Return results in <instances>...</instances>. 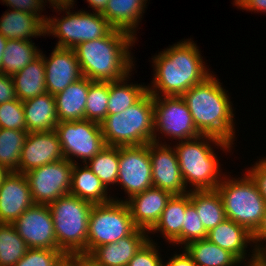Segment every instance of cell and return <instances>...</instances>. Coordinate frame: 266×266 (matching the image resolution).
<instances>
[{"instance_id": "cell-2", "label": "cell", "mask_w": 266, "mask_h": 266, "mask_svg": "<svg viewBox=\"0 0 266 266\" xmlns=\"http://www.w3.org/2000/svg\"><path fill=\"white\" fill-rule=\"evenodd\" d=\"M137 39L128 32L113 29L107 36L79 43L73 49L83 77L90 81L114 82L130 73L134 75L137 64L131 50L139 42Z\"/></svg>"}, {"instance_id": "cell-28", "label": "cell", "mask_w": 266, "mask_h": 266, "mask_svg": "<svg viewBox=\"0 0 266 266\" xmlns=\"http://www.w3.org/2000/svg\"><path fill=\"white\" fill-rule=\"evenodd\" d=\"M16 96L22 102L46 93L43 56L40 54L12 76Z\"/></svg>"}, {"instance_id": "cell-4", "label": "cell", "mask_w": 266, "mask_h": 266, "mask_svg": "<svg viewBox=\"0 0 266 266\" xmlns=\"http://www.w3.org/2000/svg\"><path fill=\"white\" fill-rule=\"evenodd\" d=\"M174 143L172 145L186 188L189 191L217 189L226 173H223V164L219 162L221 156L215 151L220 149L224 155L231 154L235 145L211 135Z\"/></svg>"}, {"instance_id": "cell-14", "label": "cell", "mask_w": 266, "mask_h": 266, "mask_svg": "<svg viewBox=\"0 0 266 266\" xmlns=\"http://www.w3.org/2000/svg\"><path fill=\"white\" fill-rule=\"evenodd\" d=\"M28 248L60 250L57 246L51 210L48 205L34 204L13 222Z\"/></svg>"}, {"instance_id": "cell-39", "label": "cell", "mask_w": 266, "mask_h": 266, "mask_svg": "<svg viewBox=\"0 0 266 266\" xmlns=\"http://www.w3.org/2000/svg\"><path fill=\"white\" fill-rule=\"evenodd\" d=\"M0 128L27 131L21 100L0 104Z\"/></svg>"}, {"instance_id": "cell-49", "label": "cell", "mask_w": 266, "mask_h": 266, "mask_svg": "<svg viewBox=\"0 0 266 266\" xmlns=\"http://www.w3.org/2000/svg\"><path fill=\"white\" fill-rule=\"evenodd\" d=\"M242 266H266V260L257 254L252 259L245 262Z\"/></svg>"}, {"instance_id": "cell-24", "label": "cell", "mask_w": 266, "mask_h": 266, "mask_svg": "<svg viewBox=\"0 0 266 266\" xmlns=\"http://www.w3.org/2000/svg\"><path fill=\"white\" fill-rule=\"evenodd\" d=\"M0 33L8 40L34 41L45 37V23L37 15L8 8L0 17Z\"/></svg>"}, {"instance_id": "cell-8", "label": "cell", "mask_w": 266, "mask_h": 266, "mask_svg": "<svg viewBox=\"0 0 266 266\" xmlns=\"http://www.w3.org/2000/svg\"><path fill=\"white\" fill-rule=\"evenodd\" d=\"M48 206L58 248L66 255H87L88 220L93 204L72 194H66Z\"/></svg>"}, {"instance_id": "cell-11", "label": "cell", "mask_w": 266, "mask_h": 266, "mask_svg": "<svg viewBox=\"0 0 266 266\" xmlns=\"http://www.w3.org/2000/svg\"><path fill=\"white\" fill-rule=\"evenodd\" d=\"M55 131L64 159L74 164L87 163L106 146L100 124L93 121L58 122Z\"/></svg>"}, {"instance_id": "cell-25", "label": "cell", "mask_w": 266, "mask_h": 266, "mask_svg": "<svg viewBox=\"0 0 266 266\" xmlns=\"http://www.w3.org/2000/svg\"><path fill=\"white\" fill-rule=\"evenodd\" d=\"M109 191L85 163L73 165L70 194L97 205L113 200Z\"/></svg>"}, {"instance_id": "cell-21", "label": "cell", "mask_w": 266, "mask_h": 266, "mask_svg": "<svg viewBox=\"0 0 266 266\" xmlns=\"http://www.w3.org/2000/svg\"><path fill=\"white\" fill-rule=\"evenodd\" d=\"M149 240V232L136 228L117 242L96 247L89 256L101 266H127Z\"/></svg>"}, {"instance_id": "cell-41", "label": "cell", "mask_w": 266, "mask_h": 266, "mask_svg": "<svg viewBox=\"0 0 266 266\" xmlns=\"http://www.w3.org/2000/svg\"><path fill=\"white\" fill-rule=\"evenodd\" d=\"M3 5L5 4L10 9L19 10L25 13H32L37 15L44 23L46 22L47 15L44 10H46L45 6L46 0H0ZM42 13H44L42 15Z\"/></svg>"}, {"instance_id": "cell-13", "label": "cell", "mask_w": 266, "mask_h": 266, "mask_svg": "<svg viewBox=\"0 0 266 266\" xmlns=\"http://www.w3.org/2000/svg\"><path fill=\"white\" fill-rule=\"evenodd\" d=\"M73 165L61 159L24 173L33 202L49 205L60 196L70 194Z\"/></svg>"}, {"instance_id": "cell-9", "label": "cell", "mask_w": 266, "mask_h": 266, "mask_svg": "<svg viewBox=\"0 0 266 266\" xmlns=\"http://www.w3.org/2000/svg\"><path fill=\"white\" fill-rule=\"evenodd\" d=\"M136 228L126 202L112 200L93 205L88 220L87 255L98 246L129 236Z\"/></svg>"}, {"instance_id": "cell-36", "label": "cell", "mask_w": 266, "mask_h": 266, "mask_svg": "<svg viewBox=\"0 0 266 266\" xmlns=\"http://www.w3.org/2000/svg\"><path fill=\"white\" fill-rule=\"evenodd\" d=\"M109 82L90 81L85 105V120L101 123L108 115Z\"/></svg>"}, {"instance_id": "cell-10", "label": "cell", "mask_w": 266, "mask_h": 266, "mask_svg": "<svg viewBox=\"0 0 266 266\" xmlns=\"http://www.w3.org/2000/svg\"><path fill=\"white\" fill-rule=\"evenodd\" d=\"M153 103L154 143L172 145V142L193 139L201 135L197 131L190 110L181 96L153 97Z\"/></svg>"}, {"instance_id": "cell-16", "label": "cell", "mask_w": 266, "mask_h": 266, "mask_svg": "<svg viewBox=\"0 0 266 266\" xmlns=\"http://www.w3.org/2000/svg\"><path fill=\"white\" fill-rule=\"evenodd\" d=\"M42 50L40 54L44 60L46 91L49 94L55 95L83 77L74 49L54 46L49 56Z\"/></svg>"}, {"instance_id": "cell-17", "label": "cell", "mask_w": 266, "mask_h": 266, "mask_svg": "<svg viewBox=\"0 0 266 266\" xmlns=\"http://www.w3.org/2000/svg\"><path fill=\"white\" fill-rule=\"evenodd\" d=\"M64 159L59 137L55 130L30 132L22 147L19 173Z\"/></svg>"}, {"instance_id": "cell-20", "label": "cell", "mask_w": 266, "mask_h": 266, "mask_svg": "<svg viewBox=\"0 0 266 266\" xmlns=\"http://www.w3.org/2000/svg\"><path fill=\"white\" fill-rule=\"evenodd\" d=\"M207 239L232 253L242 264L258 254L253 245L252 233L229 219L212 228Z\"/></svg>"}, {"instance_id": "cell-18", "label": "cell", "mask_w": 266, "mask_h": 266, "mask_svg": "<svg viewBox=\"0 0 266 266\" xmlns=\"http://www.w3.org/2000/svg\"><path fill=\"white\" fill-rule=\"evenodd\" d=\"M34 204L25 175L9 172L0 184V223L13 224Z\"/></svg>"}, {"instance_id": "cell-40", "label": "cell", "mask_w": 266, "mask_h": 266, "mask_svg": "<svg viewBox=\"0 0 266 266\" xmlns=\"http://www.w3.org/2000/svg\"><path fill=\"white\" fill-rule=\"evenodd\" d=\"M157 240L149 239L129 261L127 266H163L164 257H162V249L158 246Z\"/></svg>"}, {"instance_id": "cell-50", "label": "cell", "mask_w": 266, "mask_h": 266, "mask_svg": "<svg viewBox=\"0 0 266 266\" xmlns=\"http://www.w3.org/2000/svg\"><path fill=\"white\" fill-rule=\"evenodd\" d=\"M75 0H46V3H48L50 7L53 6H61V5H74L75 6Z\"/></svg>"}, {"instance_id": "cell-33", "label": "cell", "mask_w": 266, "mask_h": 266, "mask_svg": "<svg viewBox=\"0 0 266 266\" xmlns=\"http://www.w3.org/2000/svg\"><path fill=\"white\" fill-rule=\"evenodd\" d=\"M108 190L117 184L119 170V147L106 145L85 163ZM110 187V188H109Z\"/></svg>"}, {"instance_id": "cell-53", "label": "cell", "mask_w": 266, "mask_h": 266, "mask_svg": "<svg viewBox=\"0 0 266 266\" xmlns=\"http://www.w3.org/2000/svg\"><path fill=\"white\" fill-rule=\"evenodd\" d=\"M266 260V247L259 253Z\"/></svg>"}, {"instance_id": "cell-31", "label": "cell", "mask_w": 266, "mask_h": 266, "mask_svg": "<svg viewBox=\"0 0 266 266\" xmlns=\"http://www.w3.org/2000/svg\"><path fill=\"white\" fill-rule=\"evenodd\" d=\"M131 76L132 73L119 81L109 82L108 115L123 112L147 92V85L130 82Z\"/></svg>"}, {"instance_id": "cell-46", "label": "cell", "mask_w": 266, "mask_h": 266, "mask_svg": "<svg viewBox=\"0 0 266 266\" xmlns=\"http://www.w3.org/2000/svg\"><path fill=\"white\" fill-rule=\"evenodd\" d=\"M252 241L258 254L266 247V210L260 225L252 234Z\"/></svg>"}, {"instance_id": "cell-48", "label": "cell", "mask_w": 266, "mask_h": 266, "mask_svg": "<svg viewBox=\"0 0 266 266\" xmlns=\"http://www.w3.org/2000/svg\"><path fill=\"white\" fill-rule=\"evenodd\" d=\"M92 12L102 13L109 0H85Z\"/></svg>"}, {"instance_id": "cell-44", "label": "cell", "mask_w": 266, "mask_h": 266, "mask_svg": "<svg viewBox=\"0 0 266 266\" xmlns=\"http://www.w3.org/2000/svg\"><path fill=\"white\" fill-rule=\"evenodd\" d=\"M172 254V256L168 257V260L166 258L167 255H165L163 259V266H197L193 259L186 253V251L182 248H179V251Z\"/></svg>"}, {"instance_id": "cell-7", "label": "cell", "mask_w": 266, "mask_h": 266, "mask_svg": "<svg viewBox=\"0 0 266 266\" xmlns=\"http://www.w3.org/2000/svg\"><path fill=\"white\" fill-rule=\"evenodd\" d=\"M239 176L240 174L231 176L226 172L216 190L222 199L226 219L253 234L265 215L266 202L246 171Z\"/></svg>"}, {"instance_id": "cell-42", "label": "cell", "mask_w": 266, "mask_h": 266, "mask_svg": "<svg viewBox=\"0 0 266 266\" xmlns=\"http://www.w3.org/2000/svg\"><path fill=\"white\" fill-rule=\"evenodd\" d=\"M253 163L254 164H251L250 167L245 168L243 171H246L254 180L266 202V156L259 157L258 160Z\"/></svg>"}, {"instance_id": "cell-6", "label": "cell", "mask_w": 266, "mask_h": 266, "mask_svg": "<svg viewBox=\"0 0 266 266\" xmlns=\"http://www.w3.org/2000/svg\"><path fill=\"white\" fill-rule=\"evenodd\" d=\"M57 16H47L45 36L56 38L55 47L73 49L81 42H87L107 36L114 28L101 13L91 10H77L74 5L51 7ZM72 9V10H70ZM72 11V12H71Z\"/></svg>"}, {"instance_id": "cell-34", "label": "cell", "mask_w": 266, "mask_h": 266, "mask_svg": "<svg viewBox=\"0 0 266 266\" xmlns=\"http://www.w3.org/2000/svg\"><path fill=\"white\" fill-rule=\"evenodd\" d=\"M28 132L0 128V165L9 172H19L22 147Z\"/></svg>"}, {"instance_id": "cell-35", "label": "cell", "mask_w": 266, "mask_h": 266, "mask_svg": "<svg viewBox=\"0 0 266 266\" xmlns=\"http://www.w3.org/2000/svg\"><path fill=\"white\" fill-rule=\"evenodd\" d=\"M27 250L14 225L0 223V266H14Z\"/></svg>"}, {"instance_id": "cell-29", "label": "cell", "mask_w": 266, "mask_h": 266, "mask_svg": "<svg viewBox=\"0 0 266 266\" xmlns=\"http://www.w3.org/2000/svg\"><path fill=\"white\" fill-rule=\"evenodd\" d=\"M197 266H242L229 251L212 243L207 238L188 243L183 247Z\"/></svg>"}, {"instance_id": "cell-27", "label": "cell", "mask_w": 266, "mask_h": 266, "mask_svg": "<svg viewBox=\"0 0 266 266\" xmlns=\"http://www.w3.org/2000/svg\"><path fill=\"white\" fill-rule=\"evenodd\" d=\"M89 79L82 77L54 95L58 121L85 120Z\"/></svg>"}, {"instance_id": "cell-15", "label": "cell", "mask_w": 266, "mask_h": 266, "mask_svg": "<svg viewBox=\"0 0 266 266\" xmlns=\"http://www.w3.org/2000/svg\"><path fill=\"white\" fill-rule=\"evenodd\" d=\"M153 187L181 195L189 192L184 183L176 151L171 144L149 143Z\"/></svg>"}, {"instance_id": "cell-47", "label": "cell", "mask_w": 266, "mask_h": 266, "mask_svg": "<svg viewBox=\"0 0 266 266\" xmlns=\"http://www.w3.org/2000/svg\"><path fill=\"white\" fill-rule=\"evenodd\" d=\"M66 258L74 266H101L89 255L86 254H68Z\"/></svg>"}, {"instance_id": "cell-23", "label": "cell", "mask_w": 266, "mask_h": 266, "mask_svg": "<svg viewBox=\"0 0 266 266\" xmlns=\"http://www.w3.org/2000/svg\"><path fill=\"white\" fill-rule=\"evenodd\" d=\"M148 0H109L102 16L114 29L128 32L137 38L142 17L147 10Z\"/></svg>"}, {"instance_id": "cell-5", "label": "cell", "mask_w": 266, "mask_h": 266, "mask_svg": "<svg viewBox=\"0 0 266 266\" xmlns=\"http://www.w3.org/2000/svg\"><path fill=\"white\" fill-rule=\"evenodd\" d=\"M100 126L105 144L109 146H140L153 142V96L147 91L128 109L107 115Z\"/></svg>"}, {"instance_id": "cell-43", "label": "cell", "mask_w": 266, "mask_h": 266, "mask_svg": "<svg viewBox=\"0 0 266 266\" xmlns=\"http://www.w3.org/2000/svg\"><path fill=\"white\" fill-rule=\"evenodd\" d=\"M17 99L12 76L0 72V104Z\"/></svg>"}, {"instance_id": "cell-52", "label": "cell", "mask_w": 266, "mask_h": 266, "mask_svg": "<svg viewBox=\"0 0 266 266\" xmlns=\"http://www.w3.org/2000/svg\"><path fill=\"white\" fill-rule=\"evenodd\" d=\"M59 266H74L67 258Z\"/></svg>"}, {"instance_id": "cell-37", "label": "cell", "mask_w": 266, "mask_h": 266, "mask_svg": "<svg viewBox=\"0 0 266 266\" xmlns=\"http://www.w3.org/2000/svg\"><path fill=\"white\" fill-rule=\"evenodd\" d=\"M66 256L62 250L28 248L14 266H59Z\"/></svg>"}, {"instance_id": "cell-1", "label": "cell", "mask_w": 266, "mask_h": 266, "mask_svg": "<svg viewBox=\"0 0 266 266\" xmlns=\"http://www.w3.org/2000/svg\"><path fill=\"white\" fill-rule=\"evenodd\" d=\"M191 37L181 39L151 57L152 81L147 91L153 96H181L201 83L213 71L203 60L201 50Z\"/></svg>"}, {"instance_id": "cell-3", "label": "cell", "mask_w": 266, "mask_h": 266, "mask_svg": "<svg viewBox=\"0 0 266 266\" xmlns=\"http://www.w3.org/2000/svg\"><path fill=\"white\" fill-rule=\"evenodd\" d=\"M216 75L212 73L201 83L192 86L181 97L188 106L195 127L201 135H211L237 146L236 108L233 107L228 90Z\"/></svg>"}, {"instance_id": "cell-26", "label": "cell", "mask_w": 266, "mask_h": 266, "mask_svg": "<svg viewBox=\"0 0 266 266\" xmlns=\"http://www.w3.org/2000/svg\"><path fill=\"white\" fill-rule=\"evenodd\" d=\"M27 132L55 130L58 124L54 95L48 92L22 102Z\"/></svg>"}, {"instance_id": "cell-38", "label": "cell", "mask_w": 266, "mask_h": 266, "mask_svg": "<svg viewBox=\"0 0 266 266\" xmlns=\"http://www.w3.org/2000/svg\"><path fill=\"white\" fill-rule=\"evenodd\" d=\"M208 232L205 230L195 206L190 202L185 210L184 224L181 231V249L188 243L205 239Z\"/></svg>"}, {"instance_id": "cell-32", "label": "cell", "mask_w": 266, "mask_h": 266, "mask_svg": "<svg viewBox=\"0 0 266 266\" xmlns=\"http://www.w3.org/2000/svg\"><path fill=\"white\" fill-rule=\"evenodd\" d=\"M33 41L8 40L1 60V72L13 76L36 59L41 50Z\"/></svg>"}, {"instance_id": "cell-45", "label": "cell", "mask_w": 266, "mask_h": 266, "mask_svg": "<svg viewBox=\"0 0 266 266\" xmlns=\"http://www.w3.org/2000/svg\"><path fill=\"white\" fill-rule=\"evenodd\" d=\"M233 6L243 11L254 12V13H266V0H233Z\"/></svg>"}, {"instance_id": "cell-19", "label": "cell", "mask_w": 266, "mask_h": 266, "mask_svg": "<svg viewBox=\"0 0 266 266\" xmlns=\"http://www.w3.org/2000/svg\"><path fill=\"white\" fill-rule=\"evenodd\" d=\"M172 194L160 188L151 187L126 200L132 221L138 229L150 232L160 220L163 210Z\"/></svg>"}, {"instance_id": "cell-51", "label": "cell", "mask_w": 266, "mask_h": 266, "mask_svg": "<svg viewBox=\"0 0 266 266\" xmlns=\"http://www.w3.org/2000/svg\"><path fill=\"white\" fill-rule=\"evenodd\" d=\"M8 173L9 171L0 165V184Z\"/></svg>"}, {"instance_id": "cell-12", "label": "cell", "mask_w": 266, "mask_h": 266, "mask_svg": "<svg viewBox=\"0 0 266 266\" xmlns=\"http://www.w3.org/2000/svg\"><path fill=\"white\" fill-rule=\"evenodd\" d=\"M117 185L124 191L125 196L123 199L113 194V200L124 202L131 196L153 187L149 143L140 146H119Z\"/></svg>"}, {"instance_id": "cell-22", "label": "cell", "mask_w": 266, "mask_h": 266, "mask_svg": "<svg viewBox=\"0 0 266 266\" xmlns=\"http://www.w3.org/2000/svg\"><path fill=\"white\" fill-rule=\"evenodd\" d=\"M189 203L190 191L181 195H172L162 212L160 220L149 232V239H153L155 236L160 238L159 235H161L163 240L165 238L168 246L170 244L175 248L179 246L181 248V231L184 224L185 210Z\"/></svg>"}, {"instance_id": "cell-30", "label": "cell", "mask_w": 266, "mask_h": 266, "mask_svg": "<svg viewBox=\"0 0 266 266\" xmlns=\"http://www.w3.org/2000/svg\"><path fill=\"white\" fill-rule=\"evenodd\" d=\"M190 202L195 206L207 232L226 219L222 199L216 189L192 190Z\"/></svg>"}]
</instances>
